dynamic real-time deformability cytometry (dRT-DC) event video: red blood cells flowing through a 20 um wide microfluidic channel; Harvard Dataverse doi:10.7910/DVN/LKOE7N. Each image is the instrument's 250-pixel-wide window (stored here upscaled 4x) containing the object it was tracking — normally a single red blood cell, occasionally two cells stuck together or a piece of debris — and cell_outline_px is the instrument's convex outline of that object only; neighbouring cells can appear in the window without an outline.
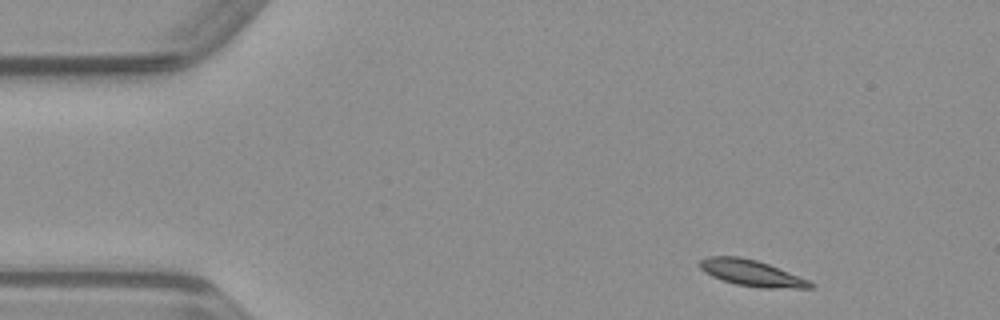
{"species": "common noctule bat (a hibernating species)", "species_latin": "Nyctalus noctula", "temperature_condition": "warm", "stored_images_in_passage": 11, "camera_frame_rate_fps": 3000, "um_per_image_px": 0.085, "animal": {"sex": "male", "body_mass_g": 23.1, "forearm_length_mm": 52.7}, "frame": {"image": 1, "passage_image": 2, "time_ms": 0.333, "image_size_px": [1000, 320], "cell_outline_px": [[816, 288], [760, 288], [736, 284], [712, 276], [704, 272], [700, 268], [700, 260], [708, 256], [740, 256], [756, 260], [768, 264], [808, 280], [816, 284]], "centroid_in_image_um": [63.9, 23.21], "position_along_channel_um": 21.1, "area_um2": 16.76}}